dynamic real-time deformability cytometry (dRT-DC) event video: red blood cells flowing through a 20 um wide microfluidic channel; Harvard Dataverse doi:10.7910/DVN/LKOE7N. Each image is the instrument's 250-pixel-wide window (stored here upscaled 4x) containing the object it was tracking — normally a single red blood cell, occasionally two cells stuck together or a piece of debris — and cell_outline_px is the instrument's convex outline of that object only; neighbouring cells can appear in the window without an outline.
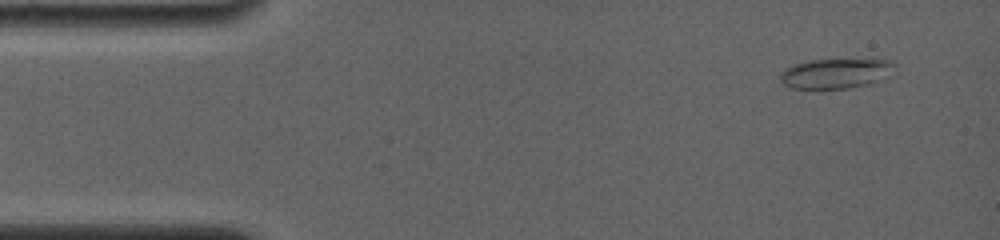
{"species": "common noctule bat (a hibernating species)", "species_latin": "Nyctalus noctula", "temperature_condition": "room temperature", "stored_images_in_passage": 33, "camera_frame_rate_fps": 4000, "um_per_image_px": 0.085, "animal": {"sex": "female", "body_mass_g": 19.0, "forearm_length_mm": 56.7}, "frame": {"image": 1, "passage_image": 1, "time_ms": 0.0, "image_size_px": [1000, 240], "cell_outline_px": [[896, 64], [876, 80], [864, 84], [848, 88], [792, 88], [784, 84], [780, 80], [780, 72], [784, 68], [808, 60], [892, 60]], "centroid_in_image_um": [70.89, 6.23], "position_along_channel_um": 14.1, "area_um2": 19.07}}
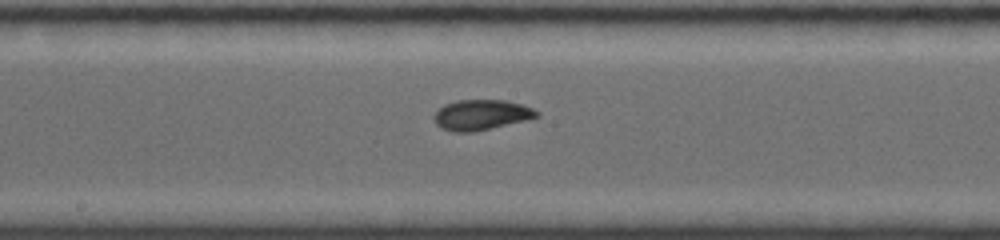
{"frame": {"image": 2, "passage_image": 16, "time_ms": 7.5, "image_size_px": [1000, 240], "cell_outline_px": [[540, 116], [524, 120], [472, 132], [456, 132], [440, 128], [432, 120], [432, 116], [444, 104], [456, 100], [504, 100], [520, 104], [532, 108], [540, 112]], "centroid_in_image_um": [40.86, 9.75], "position_along_channel_um": 207.3, "area_um2": 18.03}}
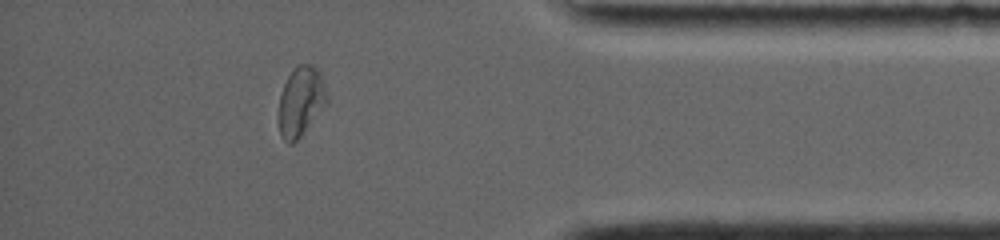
{"frame": {"image": 3, "passage_image": 29, "time_ms": 13.25, "image_size_px": [1000, 240], "cell_outline_px": [[328, 100], [300, 136], [292, 144], [288, 144], [280, 136], [280, 96], [284, 84], [288, 76], [300, 64], [312, 64], [320, 72], [328, 96]], "centroid_in_image_um": [25.57, 8.6], "position_along_channel_um": 409.6, "area_um2": 18.9}, "authors_computed_cell_mechanics": {"area_um2": 18.2648, "velocity_mm_per_s": 3.8187, "shape_relaxation_time_tau1_ms": null, "shape_relaxation_time_tau2_ms": 2.1148, "deformation_change_tau1": null, "deformation_change_tau2": 0.0355}}